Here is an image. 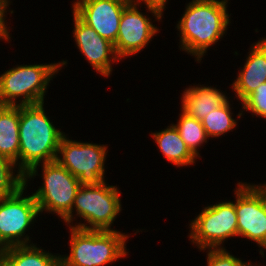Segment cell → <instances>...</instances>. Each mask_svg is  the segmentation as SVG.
Returning <instances> with one entry per match:
<instances>
[{"mask_svg":"<svg viewBox=\"0 0 266 266\" xmlns=\"http://www.w3.org/2000/svg\"><path fill=\"white\" fill-rule=\"evenodd\" d=\"M231 0H191L175 23L178 50L203 64L212 48L224 40L231 26Z\"/></svg>","mask_w":266,"mask_h":266,"instance_id":"cell-1","label":"cell"},{"mask_svg":"<svg viewBox=\"0 0 266 266\" xmlns=\"http://www.w3.org/2000/svg\"><path fill=\"white\" fill-rule=\"evenodd\" d=\"M44 105L47 104L19 106V171L23 175L37 164L55 161L61 139L67 133Z\"/></svg>","mask_w":266,"mask_h":266,"instance_id":"cell-2","label":"cell"},{"mask_svg":"<svg viewBox=\"0 0 266 266\" xmlns=\"http://www.w3.org/2000/svg\"><path fill=\"white\" fill-rule=\"evenodd\" d=\"M107 181L98 185H81L72 211L61 222L66 227L83 230L117 231L114 222L124 210L122 192L117 185H110Z\"/></svg>","mask_w":266,"mask_h":266,"instance_id":"cell-3","label":"cell"},{"mask_svg":"<svg viewBox=\"0 0 266 266\" xmlns=\"http://www.w3.org/2000/svg\"><path fill=\"white\" fill-rule=\"evenodd\" d=\"M68 231L69 250L60 254V259L67 266H112L120 259H127L129 238L133 235L117 231L83 230L66 227ZM122 230V231H119ZM66 253V254H64Z\"/></svg>","mask_w":266,"mask_h":266,"instance_id":"cell-4","label":"cell"},{"mask_svg":"<svg viewBox=\"0 0 266 266\" xmlns=\"http://www.w3.org/2000/svg\"><path fill=\"white\" fill-rule=\"evenodd\" d=\"M65 58L52 63L16 64L0 74V105L45 103L50 84L68 66ZM66 66V67H65Z\"/></svg>","mask_w":266,"mask_h":266,"instance_id":"cell-5","label":"cell"},{"mask_svg":"<svg viewBox=\"0 0 266 266\" xmlns=\"http://www.w3.org/2000/svg\"><path fill=\"white\" fill-rule=\"evenodd\" d=\"M41 171H40V170ZM40 172V173H39ZM35 178L41 179V185L31 188ZM24 185L31 189L37 202L40 216L57 215L61 222L71 211L80 182L56 160L33 166L24 174ZM30 187V188H29Z\"/></svg>","mask_w":266,"mask_h":266,"instance_id":"cell-6","label":"cell"},{"mask_svg":"<svg viewBox=\"0 0 266 266\" xmlns=\"http://www.w3.org/2000/svg\"><path fill=\"white\" fill-rule=\"evenodd\" d=\"M188 223V241L198 251L227 248L228 240L238 238L235 203L231 198L217 199L215 204L210 202L208 205L207 202Z\"/></svg>","mask_w":266,"mask_h":266,"instance_id":"cell-7","label":"cell"},{"mask_svg":"<svg viewBox=\"0 0 266 266\" xmlns=\"http://www.w3.org/2000/svg\"><path fill=\"white\" fill-rule=\"evenodd\" d=\"M237 215L238 238L251 241L266 257V185L260 182L237 181L233 189Z\"/></svg>","mask_w":266,"mask_h":266,"instance_id":"cell-8","label":"cell"},{"mask_svg":"<svg viewBox=\"0 0 266 266\" xmlns=\"http://www.w3.org/2000/svg\"><path fill=\"white\" fill-rule=\"evenodd\" d=\"M143 10L145 12H142ZM164 14L166 13L158 8L132 2L124 8L114 44L115 52L122 62L132 56H138L150 43L152 44L154 36H159L162 28L156 25L163 22L166 16Z\"/></svg>","mask_w":266,"mask_h":266,"instance_id":"cell-9","label":"cell"},{"mask_svg":"<svg viewBox=\"0 0 266 266\" xmlns=\"http://www.w3.org/2000/svg\"><path fill=\"white\" fill-rule=\"evenodd\" d=\"M69 135L62 137L56 161L78 178L80 185H98L107 180L108 144L74 140Z\"/></svg>","mask_w":266,"mask_h":266,"instance_id":"cell-10","label":"cell"},{"mask_svg":"<svg viewBox=\"0 0 266 266\" xmlns=\"http://www.w3.org/2000/svg\"><path fill=\"white\" fill-rule=\"evenodd\" d=\"M28 190L23 185L13 195L0 200V249L36 243L30 230L42 218Z\"/></svg>","mask_w":266,"mask_h":266,"instance_id":"cell-11","label":"cell"},{"mask_svg":"<svg viewBox=\"0 0 266 266\" xmlns=\"http://www.w3.org/2000/svg\"><path fill=\"white\" fill-rule=\"evenodd\" d=\"M72 37L75 48L86 60L94 73L110 78L115 71L113 65L122 60L117 56L114 44L102 38L92 27L84 23L72 10Z\"/></svg>","mask_w":266,"mask_h":266,"instance_id":"cell-12","label":"cell"},{"mask_svg":"<svg viewBox=\"0 0 266 266\" xmlns=\"http://www.w3.org/2000/svg\"><path fill=\"white\" fill-rule=\"evenodd\" d=\"M72 11L102 38L115 44L124 8L130 0H73Z\"/></svg>","mask_w":266,"mask_h":266,"instance_id":"cell-13","label":"cell"},{"mask_svg":"<svg viewBox=\"0 0 266 266\" xmlns=\"http://www.w3.org/2000/svg\"><path fill=\"white\" fill-rule=\"evenodd\" d=\"M247 50L243 65L239 66L236 77L229 85L234 92L231 96L240 106L259 85L266 83V43L258 37Z\"/></svg>","mask_w":266,"mask_h":266,"instance_id":"cell-14","label":"cell"},{"mask_svg":"<svg viewBox=\"0 0 266 266\" xmlns=\"http://www.w3.org/2000/svg\"><path fill=\"white\" fill-rule=\"evenodd\" d=\"M193 85V86H192ZM208 83L190 84L180 93V109L188 116L202 120L213 110L224 104L231 96L220 87ZM219 88V89H218Z\"/></svg>","mask_w":266,"mask_h":266,"instance_id":"cell-15","label":"cell"},{"mask_svg":"<svg viewBox=\"0 0 266 266\" xmlns=\"http://www.w3.org/2000/svg\"><path fill=\"white\" fill-rule=\"evenodd\" d=\"M150 133L149 136L156 143V147L162 154L163 159L165 158L174 167L182 169L196 165L198 158L186 146L179 131L171 121L165 128H161L158 131H150Z\"/></svg>","mask_w":266,"mask_h":266,"instance_id":"cell-16","label":"cell"},{"mask_svg":"<svg viewBox=\"0 0 266 266\" xmlns=\"http://www.w3.org/2000/svg\"><path fill=\"white\" fill-rule=\"evenodd\" d=\"M19 106L0 105V155L19 170Z\"/></svg>","mask_w":266,"mask_h":266,"instance_id":"cell-17","label":"cell"},{"mask_svg":"<svg viewBox=\"0 0 266 266\" xmlns=\"http://www.w3.org/2000/svg\"><path fill=\"white\" fill-rule=\"evenodd\" d=\"M59 260L60 252L47 251L37 243L5 248L6 266H57Z\"/></svg>","mask_w":266,"mask_h":266,"instance_id":"cell-18","label":"cell"},{"mask_svg":"<svg viewBox=\"0 0 266 266\" xmlns=\"http://www.w3.org/2000/svg\"><path fill=\"white\" fill-rule=\"evenodd\" d=\"M231 99H233L232 96L201 120L206 135L210 140L214 141V138H223L239 127V120L243 117L242 106L239 108V112L236 113L235 117V112L233 111L235 108L233 107L234 102Z\"/></svg>","mask_w":266,"mask_h":266,"instance_id":"cell-19","label":"cell"},{"mask_svg":"<svg viewBox=\"0 0 266 266\" xmlns=\"http://www.w3.org/2000/svg\"><path fill=\"white\" fill-rule=\"evenodd\" d=\"M178 118L176 122H172L179 131L181 138L186 146L199 159H202L200 152L207 145L209 138L206 135L202 122L194 117L188 116L179 108ZM201 148V149H200Z\"/></svg>","mask_w":266,"mask_h":266,"instance_id":"cell-20","label":"cell"},{"mask_svg":"<svg viewBox=\"0 0 266 266\" xmlns=\"http://www.w3.org/2000/svg\"><path fill=\"white\" fill-rule=\"evenodd\" d=\"M24 185V175L15 164L0 155V200L13 195Z\"/></svg>","mask_w":266,"mask_h":266,"instance_id":"cell-21","label":"cell"},{"mask_svg":"<svg viewBox=\"0 0 266 266\" xmlns=\"http://www.w3.org/2000/svg\"><path fill=\"white\" fill-rule=\"evenodd\" d=\"M243 118L250 113L254 118L266 121V83L259 85L252 94L242 102Z\"/></svg>","mask_w":266,"mask_h":266,"instance_id":"cell-22","label":"cell"},{"mask_svg":"<svg viewBox=\"0 0 266 266\" xmlns=\"http://www.w3.org/2000/svg\"><path fill=\"white\" fill-rule=\"evenodd\" d=\"M199 252L206 253V265L204 266H246L250 261L242 257L235 256L227 248L221 249H203Z\"/></svg>","mask_w":266,"mask_h":266,"instance_id":"cell-23","label":"cell"},{"mask_svg":"<svg viewBox=\"0 0 266 266\" xmlns=\"http://www.w3.org/2000/svg\"><path fill=\"white\" fill-rule=\"evenodd\" d=\"M13 0H0V35H12L11 17L16 13L11 7ZM9 14V18L8 17ZM8 20H10L8 22ZM11 29V30H10ZM11 32V33H10Z\"/></svg>","mask_w":266,"mask_h":266,"instance_id":"cell-24","label":"cell"},{"mask_svg":"<svg viewBox=\"0 0 266 266\" xmlns=\"http://www.w3.org/2000/svg\"><path fill=\"white\" fill-rule=\"evenodd\" d=\"M130 1L135 4L147 5L158 8L163 13H165L164 12L166 11L165 8H167L168 6L167 4H169L168 2L171 0H130Z\"/></svg>","mask_w":266,"mask_h":266,"instance_id":"cell-25","label":"cell"},{"mask_svg":"<svg viewBox=\"0 0 266 266\" xmlns=\"http://www.w3.org/2000/svg\"><path fill=\"white\" fill-rule=\"evenodd\" d=\"M12 38H14V36L12 37V35H0V41H5L4 43H10L11 46V42H12Z\"/></svg>","mask_w":266,"mask_h":266,"instance_id":"cell-26","label":"cell"},{"mask_svg":"<svg viewBox=\"0 0 266 266\" xmlns=\"http://www.w3.org/2000/svg\"><path fill=\"white\" fill-rule=\"evenodd\" d=\"M0 266H6L5 262V248L0 249Z\"/></svg>","mask_w":266,"mask_h":266,"instance_id":"cell-27","label":"cell"},{"mask_svg":"<svg viewBox=\"0 0 266 266\" xmlns=\"http://www.w3.org/2000/svg\"><path fill=\"white\" fill-rule=\"evenodd\" d=\"M258 261H256V259H255V262L253 261H249L247 264H246V266H261V265H263V266H266L264 263V260H263V262H262V264H261V262L259 261L258 263H257Z\"/></svg>","mask_w":266,"mask_h":266,"instance_id":"cell-28","label":"cell"},{"mask_svg":"<svg viewBox=\"0 0 266 266\" xmlns=\"http://www.w3.org/2000/svg\"><path fill=\"white\" fill-rule=\"evenodd\" d=\"M57 266H67L61 259L58 261Z\"/></svg>","mask_w":266,"mask_h":266,"instance_id":"cell-29","label":"cell"},{"mask_svg":"<svg viewBox=\"0 0 266 266\" xmlns=\"http://www.w3.org/2000/svg\"><path fill=\"white\" fill-rule=\"evenodd\" d=\"M261 39L266 43V36H263Z\"/></svg>","mask_w":266,"mask_h":266,"instance_id":"cell-30","label":"cell"}]
</instances>
